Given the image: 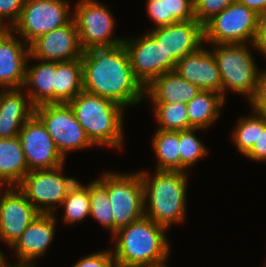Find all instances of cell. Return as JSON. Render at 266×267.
Masks as SVG:
<instances>
[{
	"label": "cell",
	"instance_id": "6da1fadb",
	"mask_svg": "<svg viewBox=\"0 0 266 267\" xmlns=\"http://www.w3.org/2000/svg\"><path fill=\"white\" fill-rule=\"evenodd\" d=\"M83 90L110 99L124 108L145 99V87L134 76L124 44L83 51Z\"/></svg>",
	"mask_w": 266,
	"mask_h": 267
},
{
	"label": "cell",
	"instance_id": "7a4b0ae2",
	"mask_svg": "<svg viewBox=\"0 0 266 267\" xmlns=\"http://www.w3.org/2000/svg\"><path fill=\"white\" fill-rule=\"evenodd\" d=\"M168 230L147 217L132 222L112 235V254L117 267H152L167 263Z\"/></svg>",
	"mask_w": 266,
	"mask_h": 267
},
{
	"label": "cell",
	"instance_id": "3957f363",
	"mask_svg": "<svg viewBox=\"0 0 266 267\" xmlns=\"http://www.w3.org/2000/svg\"><path fill=\"white\" fill-rule=\"evenodd\" d=\"M139 172L144 188L145 217L167 230L172 224L183 222L187 217L188 172L155 170L152 176L145 170Z\"/></svg>",
	"mask_w": 266,
	"mask_h": 267
},
{
	"label": "cell",
	"instance_id": "277c9868",
	"mask_svg": "<svg viewBox=\"0 0 266 267\" xmlns=\"http://www.w3.org/2000/svg\"><path fill=\"white\" fill-rule=\"evenodd\" d=\"M90 141L99 147L121 149L125 108L99 95L82 90L68 102Z\"/></svg>",
	"mask_w": 266,
	"mask_h": 267
},
{
	"label": "cell",
	"instance_id": "5b68a950",
	"mask_svg": "<svg viewBox=\"0 0 266 267\" xmlns=\"http://www.w3.org/2000/svg\"><path fill=\"white\" fill-rule=\"evenodd\" d=\"M247 44H217L211 51L220 71L222 96L226 90L246 95L248 101L254 96L260 74L255 59Z\"/></svg>",
	"mask_w": 266,
	"mask_h": 267
},
{
	"label": "cell",
	"instance_id": "8992f818",
	"mask_svg": "<svg viewBox=\"0 0 266 267\" xmlns=\"http://www.w3.org/2000/svg\"><path fill=\"white\" fill-rule=\"evenodd\" d=\"M108 191L114 217V233L145 216L144 188L140 172L105 171L97 179Z\"/></svg>",
	"mask_w": 266,
	"mask_h": 267
},
{
	"label": "cell",
	"instance_id": "52a82bcc",
	"mask_svg": "<svg viewBox=\"0 0 266 267\" xmlns=\"http://www.w3.org/2000/svg\"><path fill=\"white\" fill-rule=\"evenodd\" d=\"M204 43L217 44H251L257 31V14L244 4L234 2L222 12L214 15L203 25Z\"/></svg>",
	"mask_w": 266,
	"mask_h": 267
},
{
	"label": "cell",
	"instance_id": "ba28073f",
	"mask_svg": "<svg viewBox=\"0 0 266 267\" xmlns=\"http://www.w3.org/2000/svg\"><path fill=\"white\" fill-rule=\"evenodd\" d=\"M75 5L73 20L83 51L123 44L124 38L113 37L115 19L104 3L101 4L97 0H79Z\"/></svg>",
	"mask_w": 266,
	"mask_h": 267
},
{
	"label": "cell",
	"instance_id": "9c48e42d",
	"mask_svg": "<svg viewBox=\"0 0 266 267\" xmlns=\"http://www.w3.org/2000/svg\"><path fill=\"white\" fill-rule=\"evenodd\" d=\"M64 165L53 169L29 171L18 189L40 214H55L77 179L63 175Z\"/></svg>",
	"mask_w": 266,
	"mask_h": 267
},
{
	"label": "cell",
	"instance_id": "30bf717a",
	"mask_svg": "<svg viewBox=\"0 0 266 267\" xmlns=\"http://www.w3.org/2000/svg\"><path fill=\"white\" fill-rule=\"evenodd\" d=\"M34 114L46 127L64 159L67 152L95 146L77 121L68 103L43 104L35 107Z\"/></svg>",
	"mask_w": 266,
	"mask_h": 267
},
{
	"label": "cell",
	"instance_id": "8fae6325",
	"mask_svg": "<svg viewBox=\"0 0 266 267\" xmlns=\"http://www.w3.org/2000/svg\"><path fill=\"white\" fill-rule=\"evenodd\" d=\"M69 3L68 0H25L19 20L11 30L29 45L73 19Z\"/></svg>",
	"mask_w": 266,
	"mask_h": 267
},
{
	"label": "cell",
	"instance_id": "7c38bea8",
	"mask_svg": "<svg viewBox=\"0 0 266 267\" xmlns=\"http://www.w3.org/2000/svg\"><path fill=\"white\" fill-rule=\"evenodd\" d=\"M134 76L146 87L153 79L175 71L177 60L168 55L161 45L147 32L141 37L124 38Z\"/></svg>",
	"mask_w": 266,
	"mask_h": 267
},
{
	"label": "cell",
	"instance_id": "4fadbf2b",
	"mask_svg": "<svg viewBox=\"0 0 266 267\" xmlns=\"http://www.w3.org/2000/svg\"><path fill=\"white\" fill-rule=\"evenodd\" d=\"M19 139L29 171L53 169L64 165L65 159L57 150L44 124L35 114L23 124Z\"/></svg>",
	"mask_w": 266,
	"mask_h": 267
},
{
	"label": "cell",
	"instance_id": "5bb4252c",
	"mask_svg": "<svg viewBox=\"0 0 266 267\" xmlns=\"http://www.w3.org/2000/svg\"><path fill=\"white\" fill-rule=\"evenodd\" d=\"M82 55L83 50L73 19L66 25L37 37L29 44V59L64 62L81 58Z\"/></svg>",
	"mask_w": 266,
	"mask_h": 267
},
{
	"label": "cell",
	"instance_id": "9a60e30c",
	"mask_svg": "<svg viewBox=\"0 0 266 267\" xmlns=\"http://www.w3.org/2000/svg\"><path fill=\"white\" fill-rule=\"evenodd\" d=\"M7 188L0 195V240L10 248L40 213L17 186Z\"/></svg>",
	"mask_w": 266,
	"mask_h": 267
},
{
	"label": "cell",
	"instance_id": "2e32d148",
	"mask_svg": "<svg viewBox=\"0 0 266 267\" xmlns=\"http://www.w3.org/2000/svg\"><path fill=\"white\" fill-rule=\"evenodd\" d=\"M148 33L177 61L197 51L204 43L203 25L196 19L154 27Z\"/></svg>",
	"mask_w": 266,
	"mask_h": 267
},
{
	"label": "cell",
	"instance_id": "e0dca14e",
	"mask_svg": "<svg viewBox=\"0 0 266 267\" xmlns=\"http://www.w3.org/2000/svg\"><path fill=\"white\" fill-rule=\"evenodd\" d=\"M55 214H39L10 247L18 262L37 264L51 245L57 220Z\"/></svg>",
	"mask_w": 266,
	"mask_h": 267
},
{
	"label": "cell",
	"instance_id": "ac0fdd59",
	"mask_svg": "<svg viewBox=\"0 0 266 267\" xmlns=\"http://www.w3.org/2000/svg\"><path fill=\"white\" fill-rule=\"evenodd\" d=\"M18 38V39H17ZM10 29L0 38V88H23L29 45Z\"/></svg>",
	"mask_w": 266,
	"mask_h": 267
},
{
	"label": "cell",
	"instance_id": "d6986e66",
	"mask_svg": "<svg viewBox=\"0 0 266 267\" xmlns=\"http://www.w3.org/2000/svg\"><path fill=\"white\" fill-rule=\"evenodd\" d=\"M175 71L200 90L222 94V80L217 62L213 53L205 46L178 60Z\"/></svg>",
	"mask_w": 266,
	"mask_h": 267
},
{
	"label": "cell",
	"instance_id": "ffe728a7",
	"mask_svg": "<svg viewBox=\"0 0 266 267\" xmlns=\"http://www.w3.org/2000/svg\"><path fill=\"white\" fill-rule=\"evenodd\" d=\"M22 90H0V138L19 136L23 124L34 115L35 107Z\"/></svg>",
	"mask_w": 266,
	"mask_h": 267
},
{
	"label": "cell",
	"instance_id": "44dd1931",
	"mask_svg": "<svg viewBox=\"0 0 266 267\" xmlns=\"http://www.w3.org/2000/svg\"><path fill=\"white\" fill-rule=\"evenodd\" d=\"M200 91L176 71L167 72L153 79L145 87V98L150 103H188Z\"/></svg>",
	"mask_w": 266,
	"mask_h": 267
},
{
	"label": "cell",
	"instance_id": "7402d4cb",
	"mask_svg": "<svg viewBox=\"0 0 266 267\" xmlns=\"http://www.w3.org/2000/svg\"><path fill=\"white\" fill-rule=\"evenodd\" d=\"M40 63L28 67L26 65L25 82L30 102L34 107L55 103L56 62L37 60Z\"/></svg>",
	"mask_w": 266,
	"mask_h": 267
},
{
	"label": "cell",
	"instance_id": "603a6c76",
	"mask_svg": "<svg viewBox=\"0 0 266 267\" xmlns=\"http://www.w3.org/2000/svg\"><path fill=\"white\" fill-rule=\"evenodd\" d=\"M29 172L19 136L0 138V180L17 186Z\"/></svg>",
	"mask_w": 266,
	"mask_h": 267
},
{
	"label": "cell",
	"instance_id": "cb8c5ba5",
	"mask_svg": "<svg viewBox=\"0 0 266 267\" xmlns=\"http://www.w3.org/2000/svg\"><path fill=\"white\" fill-rule=\"evenodd\" d=\"M224 104L225 99L222 94L215 91L200 90L198 94L186 104L191 127L202 130L210 128L220 117L219 113Z\"/></svg>",
	"mask_w": 266,
	"mask_h": 267
},
{
	"label": "cell",
	"instance_id": "d4e9b609",
	"mask_svg": "<svg viewBox=\"0 0 266 267\" xmlns=\"http://www.w3.org/2000/svg\"><path fill=\"white\" fill-rule=\"evenodd\" d=\"M83 90L81 58L56 62L55 103H68Z\"/></svg>",
	"mask_w": 266,
	"mask_h": 267
},
{
	"label": "cell",
	"instance_id": "484cf974",
	"mask_svg": "<svg viewBox=\"0 0 266 267\" xmlns=\"http://www.w3.org/2000/svg\"><path fill=\"white\" fill-rule=\"evenodd\" d=\"M151 143L157 157L155 170L180 171L179 131L157 129Z\"/></svg>",
	"mask_w": 266,
	"mask_h": 267
},
{
	"label": "cell",
	"instance_id": "4316f807",
	"mask_svg": "<svg viewBox=\"0 0 266 267\" xmlns=\"http://www.w3.org/2000/svg\"><path fill=\"white\" fill-rule=\"evenodd\" d=\"M60 207H63V222L76 224L90 215L89 184L82 185L77 180L69 189Z\"/></svg>",
	"mask_w": 266,
	"mask_h": 267
},
{
	"label": "cell",
	"instance_id": "83f0119b",
	"mask_svg": "<svg viewBox=\"0 0 266 267\" xmlns=\"http://www.w3.org/2000/svg\"><path fill=\"white\" fill-rule=\"evenodd\" d=\"M158 130L184 131L193 129L189 123L186 103H151Z\"/></svg>",
	"mask_w": 266,
	"mask_h": 267
},
{
	"label": "cell",
	"instance_id": "f1b7e54d",
	"mask_svg": "<svg viewBox=\"0 0 266 267\" xmlns=\"http://www.w3.org/2000/svg\"><path fill=\"white\" fill-rule=\"evenodd\" d=\"M90 216L114 234V217L107 189L97 180L89 182Z\"/></svg>",
	"mask_w": 266,
	"mask_h": 267
},
{
	"label": "cell",
	"instance_id": "f546056e",
	"mask_svg": "<svg viewBox=\"0 0 266 267\" xmlns=\"http://www.w3.org/2000/svg\"><path fill=\"white\" fill-rule=\"evenodd\" d=\"M202 129H189L179 131V148H180V171L188 172L187 169L205 157L209 150L196 137L194 132Z\"/></svg>",
	"mask_w": 266,
	"mask_h": 267
},
{
	"label": "cell",
	"instance_id": "4dcf8cb0",
	"mask_svg": "<svg viewBox=\"0 0 266 267\" xmlns=\"http://www.w3.org/2000/svg\"><path fill=\"white\" fill-rule=\"evenodd\" d=\"M253 113L240 118L232 132L233 142L243 156L251 150L259 137V113Z\"/></svg>",
	"mask_w": 266,
	"mask_h": 267
},
{
	"label": "cell",
	"instance_id": "1f68e13d",
	"mask_svg": "<svg viewBox=\"0 0 266 267\" xmlns=\"http://www.w3.org/2000/svg\"><path fill=\"white\" fill-rule=\"evenodd\" d=\"M237 0H193L194 18L204 25Z\"/></svg>",
	"mask_w": 266,
	"mask_h": 267
},
{
	"label": "cell",
	"instance_id": "d6a6232c",
	"mask_svg": "<svg viewBox=\"0 0 266 267\" xmlns=\"http://www.w3.org/2000/svg\"><path fill=\"white\" fill-rule=\"evenodd\" d=\"M167 25L194 18L193 0H166Z\"/></svg>",
	"mask_w": 266,
	"mask_h": 267
},
{
	"label": "cell",
	"instance_id": "836d02e7",
	"mask_svg": "<svg viewBox=\"0 0 266 267\" xmlns=\"http://www.w3.org/2000/svg\"><path fill=\"white\" fill-rule=\"evenodd\" d=\"M72 267H117L111 250H103L86 255Z\"/></svg>",
	"mask_w": 266,
	"mask_h": 267
},
{
	"label": "cell",
	"instance_id": "e575fe53",
	"mask_svg": "<svg viewBox=\"0 0 266 267\" xmlns=\"http://www.w3.org/2000/svg\"><path fill=\"white\" fill-rule=\"evenodd\" d=\"M24 2L25 0H0V20L5 23L8 28L11 29L19 20Z\"/></svg>",
	"mask_w": 266,
	"mask_h": 267
},
{
	"label": "cell",
	"instance_id": "d590c367",
	"mask_svg": "<svg viewBox=\"0 0 266 267\" xmlns=\"http://www.w3.org/2000/svg\"><path fill=\"white\" fill-rule=\"evenodd\" d=\"M245 157L259 163L266 161V116L264 114H259V137Z\"/></svg>",
	"mask_w": 266,
	"mask_h": 267
},
{
	"label": "cell",
	"instance_id": "8d00e7d4",
	"mask_svg": "<svg viewBox=\"0 0 266 267\" xmlns=\"http://www.w3.org/2000/svg\"><path fill=\"white\" fill-rule=\"evenodd\" d=\"M249 104L253 112L266 113V70L260 71L254 96L249 100Z\"/></svg>",
	"mask_w": 266,
	"mask_h": 267
},
{
	"label": "cell",
	"instance_id": "74e56055",
	"mask_svg": "<svg viewBox=\"0 0 266 267\" xmlns=\"http://www.w3.org/2000/svg\"><path fill=\"white\" fill-rule=\"evenodd\" d=\"M147 14L155 23V27L167 25L166 0H147Z\"/></svg>",
	"mask_w": 266,
	"mask_h": 267
},
{
	"label": "cell",
	"instance_id": "f35d334b",
	"mask_svg": "<svg viewBox=\"0 0 266 267\" xmlns=\"http://www.w3.org/2000/svg\"><path fill=\"white\" fill-rule=\"evenodd\" d=\"M253 44L266 57V7L257 14V31Z\"/></svg>",
	"mask_w": 266,
	"mask_h": 267
},
{
	"label": "cell",
	"instance_id": "ab89813d",
	"mask_svg": "<svg viewBox=\"0 0 266 267\" xmlns=\"http://www.w3.org/2000/svg\"><path fill=\"white\" fill-rule=\"evenodd\" d=\"M237 2L244 4L256 14L260 13L266 7V0H237Z\"/></svg>",
	"mask_w": 266,
	"mask_h": 267
},
{
	"label": "cell",
	"instance_id": "60d3db41",
	"mask_svg": "<svg viewBox=\"0 0 266 267\" xmlns=\"http://www.w3.org/2000/svg\"><path fill=\"white\" fill-rule=\"evenodd\" d=\"M10 262H7V259L5 258L1 263H0V267H36V264H30V263H22V262H18L16 261V263H14V265L9 264Z\"/></svg>",
	"mask_w": 266,
	"mask_h": 267
},
{
	"label": "cell",
	"instance_id": "b9f144b4",
	"mask_svg": "<svg viewBox=\"0 0 266 267\" xmlns=\"http://www.w3.org/2000/svg\"><path fill=\"white\" fill-rule=\"evenodd\" d=\"M9 30L10 28H8V26L0 20V38Z\"/></svg>",
	"mask_w": 266,
	"mask_h": 267
},
{
	"label": "cell",
	"instance_id": "7bdbcfd3",
	"mask_svg": "<svg viewBox=\"0 0 266 267\" xmlns=\"http://www.w3.org/2000/svg\"><path fill=\"white\" fill-rule=\"evenodd\" d=\"M5 254H3V251L0 250V263L5 259Z\"/></svg>",
	"mask_w": 266,
	"mask_h": 267
},
{
	"label": "cell",
	"instance_id": "ee69618b",
	"mask_svg": "<svg viewBox=\"0 0 266 267\" xmlns=\"http://www.w3.org/2000/svg\"><path fill=\"white\" fill-rule=\"evenodd\" d=\"M5 186V188L7 187V185L5 184V183H3L1 180H0V195H1V193H3L1 190H2V188L1 187H4Z\"/></svg>",
	"mask_w": 266,
	"mask_h": 267
},
{
	"label": "cell",
	"instance_id": "f6af8a7d",
	"mask_svg": "<svg viewBox=\"0 0 266 267\" xmlns=\"http://www.w3.org/2000/svg\"><path fill=\"white\" fill-rule=\"evenodd\" d=\"M152 267H168V265H166V263H163V264H161V265L152 266Z\"/></svg>",
	"mask_w": 266,
	"mask_h": 267
}]
</instances>
